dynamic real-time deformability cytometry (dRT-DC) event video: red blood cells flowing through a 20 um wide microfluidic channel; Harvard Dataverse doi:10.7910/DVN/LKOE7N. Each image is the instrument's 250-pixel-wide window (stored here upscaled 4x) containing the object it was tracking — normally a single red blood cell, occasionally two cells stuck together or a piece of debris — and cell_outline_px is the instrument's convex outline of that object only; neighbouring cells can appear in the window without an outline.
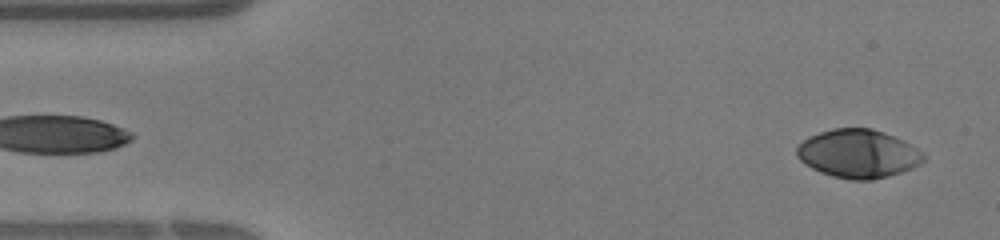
{"species": "human", "species_latin": "Homo sapiens", "temperature_condition": "warm", "stored_images_in_passage": 37, "camera_frame_rate_fps": 3000, "um_per_image_px": 0.085, "donor": {"sex": "female"}, "frame": {"image": 1, "passage_image": 1, "time_ms": 0.0, "image_size_px": [1000, 240], "cell_outline_px": [[924, 160], [920, 164], [912, 168], [888, 176], [872, 180], [852, 180], [832, 176], [820, 172], [804, 164], [796, 156], [796, 148], [808, 136], [832, 128], [872, 128], [884, 132], [916, 148], [924, 156]], "centroid_in_image_um": [72.9, 13.07], "position_along_channel_um": 12.1, "area_um2": 35.55}}
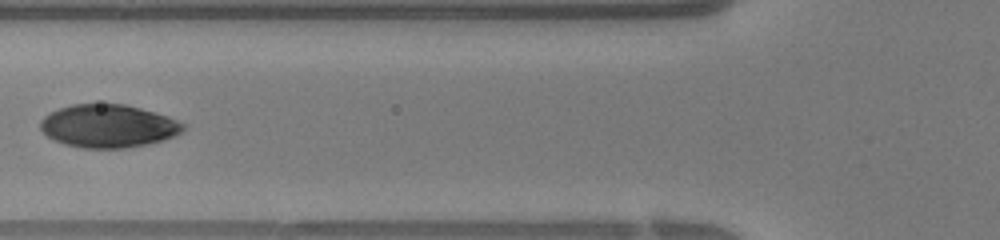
{"frame": {"image": 2, "passage_image": 13, "time_ms": 4.0, "image_size_px": [1000, 240], "cell_outline_px": [[184, 132], [176, 136], [164, 140], [148, 144], [124, 148], [84, 148], [64, 144], [48, 136], [40, 128], [40, 120], [44, 116], [60, 108], [72, 104], [124, 104], [156, 112], [168, 116], [184, 124]], "centroid_in_image_um": [9.24, 10.71], "position_along_channel_um": 116.6, "area_um2": 35.78}}
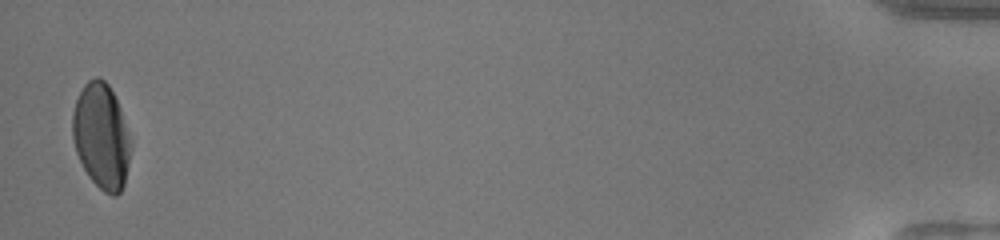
{"frame": {"image": 3, "passage_image": 37, "time_ms": 12.0, "image_size_px": [1000, 240], "cell_outline_px": [[132, 148], [124, 184], [120, 192], [116, 196], [112, 196], [104, 192], [88, 176], [76, 152], [72, 136], [72, 112], [76, 100], [84, 84], [88, 80], [96, 76], [104, 80], [108, 84], [120, 108], [132, 144]], "centroid_in_image_um": [8.61, 11.58], "position_along_channel_um": 426.6, "area_um2": 35.78}}